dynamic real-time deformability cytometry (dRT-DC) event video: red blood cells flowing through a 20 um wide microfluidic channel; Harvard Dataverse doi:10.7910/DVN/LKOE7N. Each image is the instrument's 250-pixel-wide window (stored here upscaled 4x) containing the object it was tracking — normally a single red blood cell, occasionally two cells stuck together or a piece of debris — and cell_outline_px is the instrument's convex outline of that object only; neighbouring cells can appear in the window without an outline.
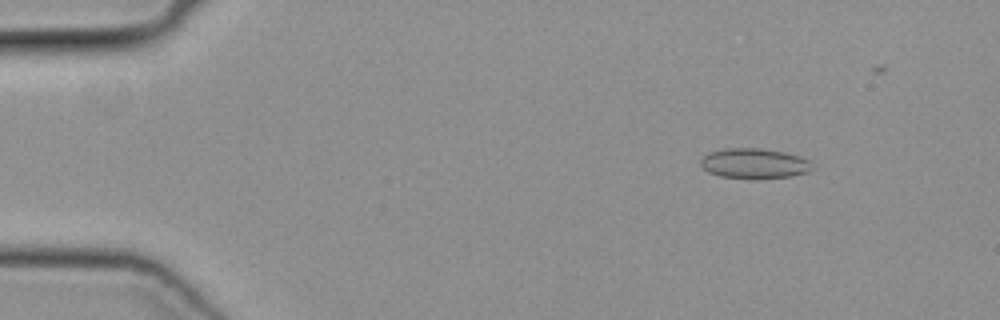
{"species": "common noctule bat (a hibernating species)", "species_latin": "Nyctalus noctula", "temperature_condition": "cold", "stored_images_in_passage": 47, "camera_frame_rate_fps": 3000, "um_per_image_px": 0.085, "animal": {"sex": "female", "body_mass_g": 19.3, "forearm_length_mm": 54.1}, "frame": {"image": 1, "passage_image": 7, "time_ms": 2.0, "image_size_px": [1000, 320], "cell_outline_px": [[816, 168], [808, 172], [792, 176], [756, 180], [720, 176], [708, 172], [700, 164], [700, 160], [708, 152], [724, 148], [756, 148], [784, 152], [800, 156], [812, 160]], "centroid_in_image_um": [64.17, 13.91], "position_along_channel_um": 20.8, "area_um2": 20.17}}
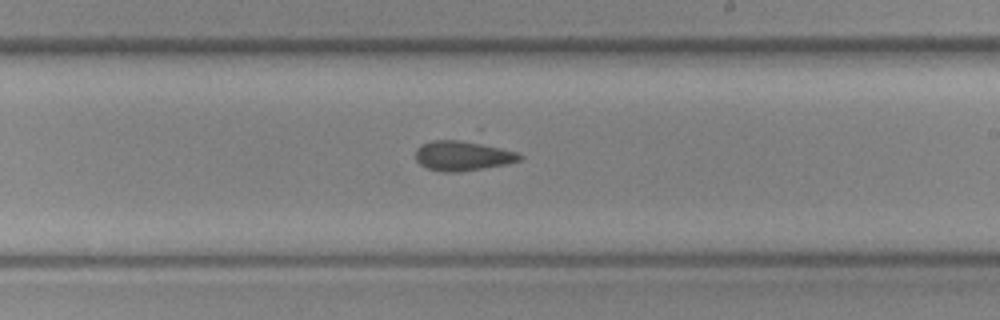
{"frame": {"image": 2, "passage_image": 30, "time_ms": 9.667, "image_size_px": [1000, 320], "cell_outline_px": [[524, 156], [520, 160], [508, 164], [460, 172], [444, 172], [428, 168], [420, 164], [416, 160], [416, 148], [420, 144], [432, 140], [472, 140], [516, 152]], "centroid_in_image_um": [39.33, 13.22], "position_along_channel_um": 249.7, "area_um2": 18.38}}
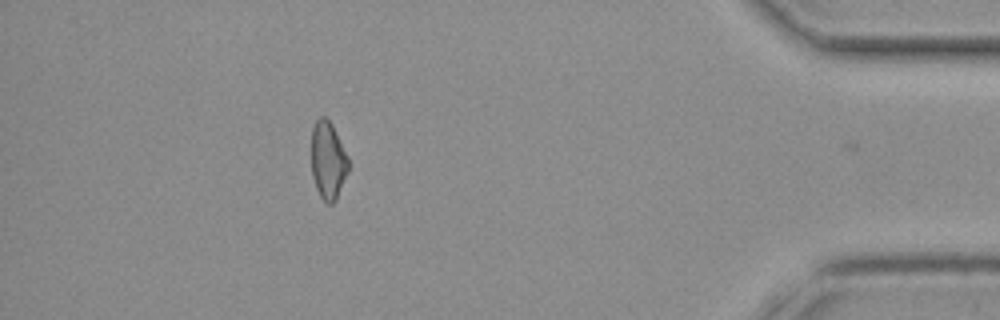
{"frame": {"image": 3, "passage_image": 45, "time_ms": 14.667, "image_size_px": [1000, 320], "cell_outline_px": [[348, 172], [336, 200], [332, 204], [324, 204], [316, 188], [312, 176], [312, 128], [316, 120], [320, 116], [324, 116], [332, 124], [348, 156]], "centroid_in_image_um": [27.88, 13.66], "position_along_channel_um": 407.3, "area_um2": 16.88}}